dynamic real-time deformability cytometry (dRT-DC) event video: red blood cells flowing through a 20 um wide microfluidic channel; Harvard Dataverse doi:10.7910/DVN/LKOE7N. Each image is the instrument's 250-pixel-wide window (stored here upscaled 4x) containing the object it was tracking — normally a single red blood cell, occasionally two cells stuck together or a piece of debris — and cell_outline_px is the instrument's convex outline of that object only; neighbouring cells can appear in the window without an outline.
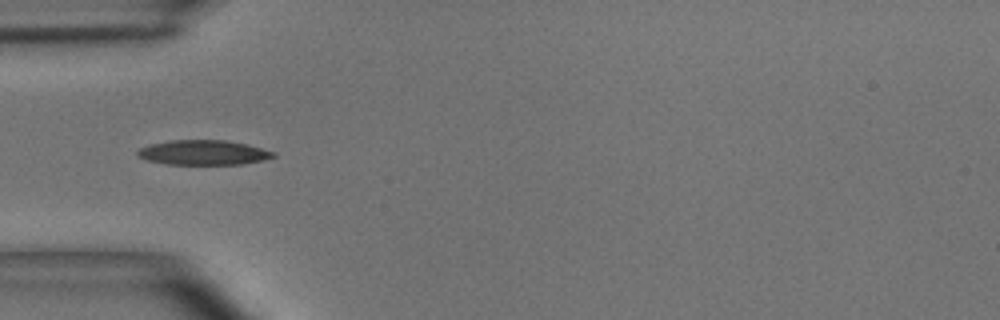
{"species": "common noctule bat (a hibernating species)", "species_latin": "Nyctalus noctula", "temperature_condition": "room temperature", "stored_images_in_passage": 4, "camera_frame_rate_fps": 3000, "um_per_image_px": 0.085, "animal": {"sex": "male", "body_mass_g": 15.6}, "frame": {"image": 1, "passage_image": 1, "time_ms": 0.0, "image_size_px": [1000, 320], "cell_outline_px": [[276, 156], [264, 160], [240, 164], [168, 164], [148, 160], [136, 156], [136, 152], [140, 148], [148, 144], [168, 140], [224, 140], [248, 144], [276, 152]], "centroid_in_image_um": [17.28, 12.96], "position_along_channel_um": 67.7, "area_um2": 19.71}}